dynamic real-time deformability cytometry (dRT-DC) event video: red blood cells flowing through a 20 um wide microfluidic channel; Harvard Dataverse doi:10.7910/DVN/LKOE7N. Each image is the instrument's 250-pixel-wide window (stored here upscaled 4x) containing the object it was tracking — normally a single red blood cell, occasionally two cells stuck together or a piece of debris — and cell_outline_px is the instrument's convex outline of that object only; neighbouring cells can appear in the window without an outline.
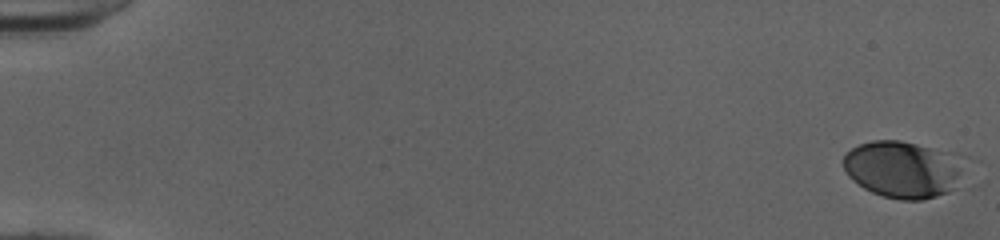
{"species": "human", "species_latin": "Homo sapiens", "temperature_condition": "cold", "stored_images_in_passage": 35, "camera_frame_rate_fps": 3000, "um_per_image_px": 0.085, "donor": {"sex": "female"}, "frame": {"image": 1, "passage_image": 1, "time_ms": 0.0, "image_size_px": [1000, 240], "cell_outline_px": [[968, 160], [948, 192], [924, 200], [900, 200], [884, 196], [872, 192], [864, 188], [852, 180], [848, 176], [844, 168], [844, 156], [852, 148], [860, 144], [872, 140], [900, 140], [956, 152], [968, 156]], "centroid_in_image_um": [76.8, 14.36], "position_along_channel_um": 8.2, "area_um2": 40.58}}
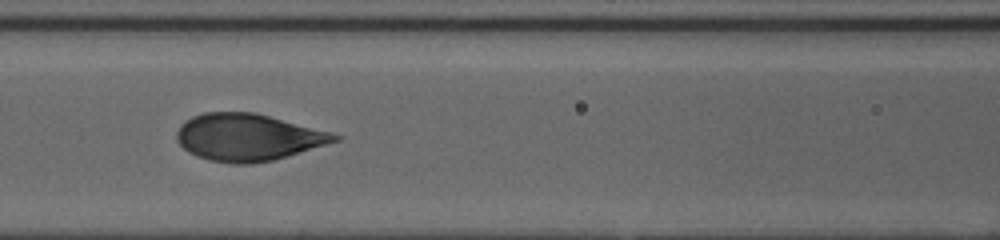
{"frame": {"image": 2, "passage_image": 25, "time_ms": 8.0, "image_size_px": [1000, 240], "cell_outline_px": [[344, 136], [340, 140], [272, 160], [252, 164], [232, 164], [208, 160], [196, 156], [188, 152], [180, 144], [176, 136], [176, 132], [192, 116], [204, 112], [256, 112], [332, 132]], "centroid_in_image_um": [21.1, 11.67], "position_along_channel_um": 145.5, "area_um2": 43.18}}
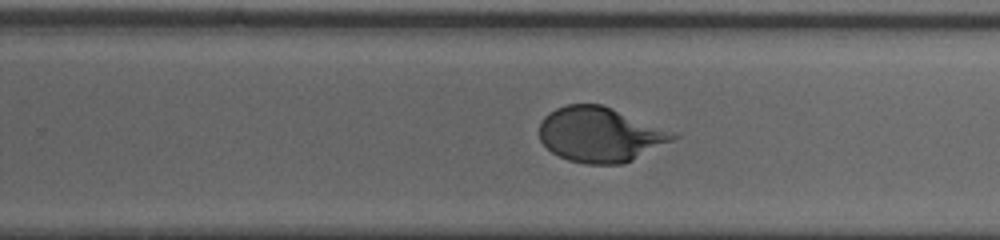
{"frame": {"image": 3, "passage_image": 35, "time_ms": 11.333, "image_size_px": [1000, 240], "cell_outline_px": [[680, 136], [632, 160], [620, 164], [584, 164], [568, 160], [552, 152], [540, 140], [540, 124], [544, 116], [556, 108], [568, 104], [600, 104], [612, 108], [680, 132]], "centroid_in_image_um": [51.05, 11.42], "position_along_channel_um": 278.7, "area_um2": 42.89}}